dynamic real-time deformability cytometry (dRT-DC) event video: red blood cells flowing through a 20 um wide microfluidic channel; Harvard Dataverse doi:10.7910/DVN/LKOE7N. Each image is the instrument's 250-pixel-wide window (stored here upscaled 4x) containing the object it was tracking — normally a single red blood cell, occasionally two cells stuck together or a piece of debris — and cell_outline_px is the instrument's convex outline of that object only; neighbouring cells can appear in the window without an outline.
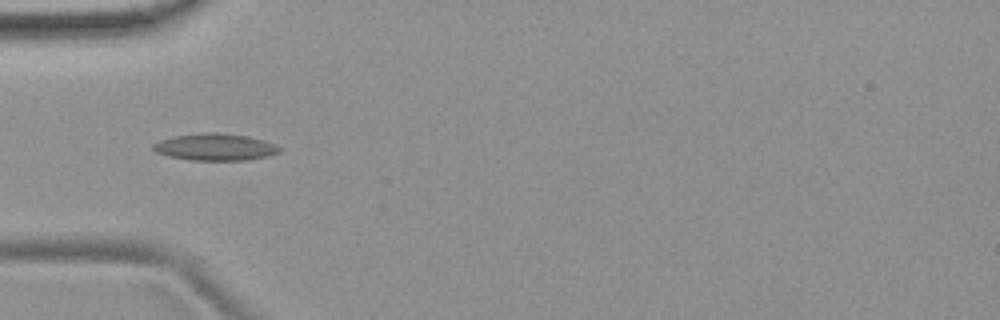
{"species": "common noctule bat (a hibernating species)", "species_latin": "Nyctalus noctula", "temperature_condition": "room temperature", "stored_images_in_passage": 7, "camera_frame_rate_fps": 3000, "um_per_image_px": 0.085, "animal": {"sex": "female", "body_mass_g": 19.9}, "frame": {"image": 1, "passage_image": 4, "time_ms": 5.0, "image_size_px": [1000, 320], "cell_outline_px": [[280, 152], [268, 156], [248, 160], [192, 160], [168, 156], [156, 152], [152, 148], [152, 144], [160, 140], [172, 136], [204, 132], [216, 132], [248, 136], [264, 140], [276, 144], [280, 148]], "centroid_in_image_um": [18.29, 12.49], "position_along_channel_um": 66.7, "area_um2": 19.94}}
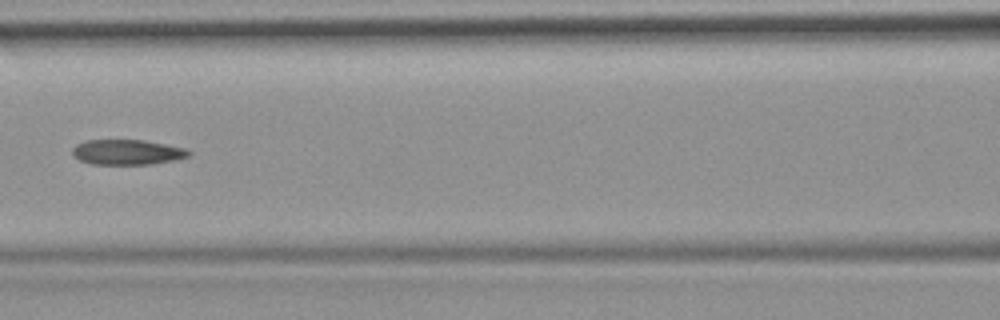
{"frame": {"image": 2, "passage_image": 6, "time_ms": 7.333, "image_size_px": [1000, 320], "cell_outline_px": [[192, 152], [188, 156], [176, 160], [152, 164], [92, 164], [80, 160], [72, 156], [72, 148], [76, 144], [84, 140], [144, 140], [188, 148]], "centroid_in_image_um": [10.82, 12.93], "position_along_channel_um": 155.8, "area_um2": 17.28}}
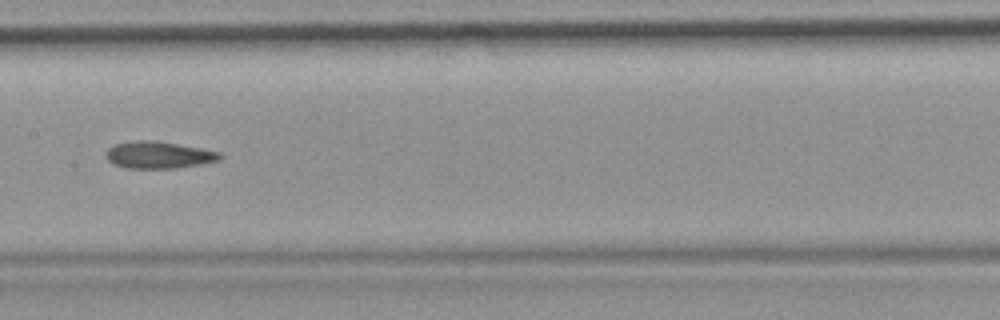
{"frame": {"image": 3, "passage_image": 7, "time_ms": 8.333, "image_size_px": [1000, 320], "cell_outline_px": [[224, 156], [220, 160], [200, 164], [176, 168], [124, 168], [112, 164], [104, 156], [104, 152], [108, 148], [116, 144], [136, 140], [156, 140], [204, 148], [220, 152]], "centroid_in_image_um": [13.48, 13.16], "position_along_channel_um": 193.9, "area_um2": 18.26}}